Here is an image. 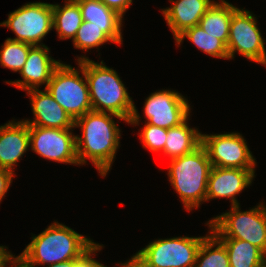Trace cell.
Listing matches in <instances>:
<instances>
[{"label":"cell","instance_id":"cell-1","mask_svg":"<svg viewBox=\"0 0 266 267\" xmlns=\"http://www.w3.org/2000/svg\"><path fill=\"white\" fill-rule=\"evenodd\" d=\"M112 116L127 122L124 118L108 112L89 111L75 120L74 127H80L81 137L76 135V152L79 165L89 159L102 177L111 169L120 144V129Z\"/></svg>","mask_w":266,"mask_h":267},{"label":"cell","instance_id":"cell-2","mask_svg":"<svg viewBox=\"0 0 266 267\" xmlns=\"http://www.w3.org/2000/svg\"><path fill=\"white\" fill-rule=\"evenodd\" d=\"M83 59L92 110L113 113L129 124L139 125L138 110L117 72L103 61L95 63L85 56L78 57L77 61Z\"/></svg>","mask_w":266,"mask_h":267},{"label":"cell","instance_id":"cell-3","mask_svg":"<svg viewBox=\"0 0 266 267\" xmlns=\"http://www.w3.org/2000/svg\"><path fill=\"white\" fill-rule=\"evenodd\" d=\"M95 242L68 226L54 222L25 247L21 255L33 266L79 258Z\"/></svg>","mask_w":266,"mask_h":267},{"label":"cell","instance_id":"cell-4","mask_svg":"<svg viewBox=\"0 0 266 267\" xmlns=\"http://www.w3.org/2000/svg\"><path fill=\"white\" fill-rule=\"evenodd\" d=\"M212 168L205 148L171 159L168 177L184 208L191 211L206 202L208 176Z\"/></svg>","mask_w":266,"mask_h":267},{"label":"cell","instance_id":"cell-5","mask_svg":"<svg viewBox=\"0 0 266 267\" xmlns=\"http://www.w3.org/2000/svg\"><path fill=\"white\" fill-rule=\"evenodd\" d=\"M207 225L217 238L245 240L266 254V206L257 205L248 211H240L239 205L209 220Z\"/></svg>","mask_w":266,"mask_h":267},{"label":"cell","instance_id":"cell-6","mask_svg":"<svg viewBox=\"0 0 266 267\" xmlns=\"http://www.w3.org/2000/svg\"><path fill=\"white\" fill-rule=\"evenodd\" d=\"M78 67H80V72L84 77H81L79 71L71 65L61 63L54 70L46 87L53 99L74 121L92 111L88 83L84 72V59L78 62Z\"/></svg>","mask_w":266,"mask_h":267},{"label":"cell","instance_id":"cell-7","mask_svg":"<svg viewBox=\"0 0 266 267\" xmlns=\"http://www.w3.org/2000/svg\"><path fill=\"white\" fill-rule=\"evenodd\" d=\"M204 238L158 239L133 256L145 267H195L196 255Z\"/></svg>","mask_w":266,"mask_h":267},{"label":"cell","instance_id":"cell-8","mask_svg":"<svg viewBox=\"0 0 266 267\" xmlns=\"http://www.w3.org/2000/svg\"><path fill=\"white\" fill-rule=\"evenodd\" d=\"M0 26L8 27L17 36L8 38L32 46H41L40 42L53 29L52 4L44 2L27 3L8 14V19Z\"/></svg>","mask_w":266,"mask_h":267},{"label":"cell","instance_id":"cell-9","mask_svg":"<svg viewBox=\"0 0 266 267\" xmlns=\"http://www.w3.org/2000/svg\"><path fill=\"white\" fill-rule=\"evenodd\" d=\"M239 133L201 134V145L205 148L213 167L255 170L256 161Z\"/></svg>","mask_w":266,"mask_h":267},{"label":"cell","instance_id":"cell-10","mask_svg":"<svg viewBox=\"0 0 266 267\" xmlns=\"http://www.w3.org/2000/svg\"><path fill=\"white\" fill-rule=\"evenodd\" d=\"M256 21L255 15L248 10L238 8L232 14L227 42L229 59H233L237 51L255 63L266 65L264 40Z\"/></svg>","mask_w":266,"mask_h":267},{"label":"cell","instance_id":"cell-11","mask_svg":"<svg viewBox=\"0 0 266 267\" xmlns=\"http://www.w3.org/2000/svg\"><path fill=\"white\" fill-rule=\"evenodd\" d=\"M30 148L43 158L59 163L79 165L76 135L70 130L28 126Z\"/></svg>","mask_w":266,"mask_h":267},{"label":"cell","instance_id":"cell-12","mask_svg":"<svg viewBox=\"0 0 266 267\" xmlns=\"http://www.w3.org/2000/svg\"><path fill=\"white\" fill-rule=\"evenodd\" d=\"M144 103L147 123L157 127L172 128L190 115L188 101L176 91L162 89L152 93Z\"/></svg>","mask_w":266,"mask_h":267},{"label":"cell","instance_id":"cell-13","mask_svg":"<svg viewBox=\"0 0 266 267\" xmlns=\"http://www.w3.org/2000/svg\"><path fill=\"white\" fill-rule=\"evenodd\" d=\"M255 170L213 167L208 176L206 201L215 198H230L231 206L239 205L235 196L249 187Z\"/></svg>","mask_w":266,"mask_h":267},{"label":"cell","instance_id":"cell-14","mask_svg":"<svg viewBox=\"0 0 266 267\" xmlns=\"http://www.w3.org/2000/svg\"><path fill=\"white\" fill-rule=\"evenodd\" d=\"M41 46H32L29 50L27 60L19 72L23 80L6 81L7 84L14 85L21 90L38 89L41 84L51 80L54 70L61 62L49 56V48L41 43Z\"/></svg>","mask_w":266,"mask_h":267},{"label":"cell","instance_id":"cell-15","mask_svg":"<svg viewBox=\"0 0 266 267\" xmlns=\"http://www.w3.org/2000/svg\"><path fill=\"white\" fill-rule=\"evenodd\" d=\"M30 96L34 120H23L28 126L73 129V118L53 99L49 91L27 90Z\"/></svg>","mask_w":266,"mask_h":267},{"label":"cell","instance_id":"cell-16","mask_svg":"<svg viewBox=\"0 0 266 267\" xmlns=\"http://www.w3.org/2000/svg\"><path fill=\"white\" fill-rule=\"evenodd\" d=\"M29 147V128L23 120L0 126V168L14 172V166Z\"/></svg>","mask_w":266,"mask_h":267},{"label":"cell","instance_id":"cell-17","mask_svg":"<svg viewBox=\"0 0 266 267\" xmlns=\"http://www.w3.org/2000/svg\"><path fill=\"white\" fill-rule=\"evenodd\" d=\"M162 14L171 29L174 39L186 29L199 25L200 19L215 2L213 0H174Z\"/></svg>","mask_w":266,"mask_h":267},{"label":"cell","instance_id":"cell-18","mask_svg":"<svg viewBox=\"0 0 266 267\" xmlns=\"http://www.w3.org/2000/svg\"><path fill=\"white\" fill-rule=\"evenodd\" d=\"M188 117L179 125L168 129L164 155L170 160L193 152L201 145V134L198 129L190 128Z\"/></svg>","mask_w":266,"mask_h":267},{"label":"cell","instance_id":"cell-19","mask_svg":"<svg viewBox=\"0 0 266 267\" xmlns=\"http://www.w3.org/2000/svg\"><path fill=\"white\" fill-rule=\"evenodd\" d=\"M121 27H96L92 22L84 21L73 39L74 47L87 51L106 42L122 44Z\"/></svg>","mask_w":266,"mask_h":267},{"label":"cell","instance_id":"cell-20","mask_svg":"<svg viewBox=\"0 0 266 267\" xmlns=\"http://www.w3.org/2000/svg\"><path fill=\"white\" fill-rule=\"evenodd\" d=\"M238 8L234 5L221 0L214 2L200 19L199 25L211 36H217L226 45L229 39V28L232 14Z\"/></svg>","mask_w":266,"mask_h":267},{"label":"cell","instance_id":"cell-21","mask_svg":"<svg viewBox=\"0 0 266 267\" xmlns=\"http://www.w3.org/2000/svg\"><path fill=\"white\" fill-rule=\"evenodd\" d=\"M226 247L230 267H258L266 261V254L250 242L232 238H218Z\"/></svg>","mask_w":266,"mask_h":267},{"label":"cell","instance_id":"cell-22","mask_svg":"<svg viewBox=\"0 0 266 267\" xmlns=\"http://www.w3.org/2000/svg\"><path fill=\"white\" fill-rule=\"evenodd\" d=\"M65 3L62 8L58 4H52L53 28L58 32L59 39L73 40L83 18L79 4L75 0H66Z\"/></svg>","mask_w":266,"mask_h":267},{"label":"cell","instance_id":"cell-23","mask_svg":"<svg viewBox=\"0 0 266 267\" xmlns=\"http://www.w3.org/2000/svg\"><path fill=\"white\" fill-rule=\"evenodd\" d=\"M80 7L84 21L92 22L96 27H121L123 17L108 8L100 0H75Z\"/></svg>","mask_w":266,"mask_h":267},{"label":"cell","instance_id":"cell-24","mask_svg":"<svg viewBox=\"0 0 266 267\" xmlns=\"http://www.w3.org/2000/svg\"><path fill=\"white\" fill-rule=\"evenodd\" d=\"M186 37L204 53L216 58L229 59L227 45L217 36L208 34L200 25L186 29L175 40L176 44L180 45Z\"/></svg>","mask_w":266,"mask_h":267},{"label":"cell","instance_id":"cell-25","mask_svg":"<svg viewBox=\"0 0 266 267\" xmlns=\"http://www.w3.org/2000/svg\"><path fill=\"white\" fill-rule=\"evenodd\" d=\"M209 234L200 244L195 267H230L225 245L211 231Z\"/></svg>","mask_w":266,"mask_h":267},{"label":"cell","instance_id":"cell-26","mask_svg":"<svg viewBox=\"0 0 266 267\" xmlns=\"http://www.w3.org/2000/svg\"><path fill=\"white\" fill-rule=\"evenodd\" d=\"M32 45L6 39L0 50V64L4 68L14 72H20L23 68Z\"/></svg>","mask_w":266,"mask_h":267},{"label":"cell","instance_id":"cell-27","mask_svg":"<svg viewBox=\"0 0 266 267\" xmlns=\"http://www.w3.org/2000/svg\"><path fill=\"white\" fill-rule=\"evenodd\" d=\"M168 129L157 127L147 122L142 128L139 136L143 143V148H148L150 151H164Z\"/></svg>","mask_w":266,"mask_h":267},{"label":"cell","instance_id":"cell-28","mask_svg":"<svg viewBox=\"0 0 266 267\" xmlns=\"http://www.w3.org/2000/svg\"><path fill=\"white\" fill-rule=\"evenodd\" d=\"M103 246L94 243L87 251H85L79 258L74 259V267H101L103 264L91 258L93 253L101 250Z\"/></svg>","mask_w":266,"mask_h":267},{"label":"cell","instance_id":"cell-29","mask_svg":"<svg viewBox=\"0 0 266 267\" xmlns=\"http://www.w3.org/2000/svg\"><path fill=\"white\" fill-rule=\"evenodd\" d=\"M14 173L8 169L0 168V202L12 183Z\"/></svg>","mask_w":266,"mask_h":267},{"label":"cell","instance_id":"cell-30","mask_svg":"<svg viewBox=\"0 0 266 267\" xmlns=\"http://www.w3.org/2000/svg\"><path fill=\"white\" fill-rule=\"evenodd\" d=\"M100 1L104 3L108 8L116 11L122 17L124 16L126 10L132 4V0H100Z\"/></svg>","mask_w":266,"mask_h":267},{"label":"cell","instance_id":"cell-31","mask_svg":"<svg viewBox=\"0 0 266 267\" xmlns=\"http://www.w3.org/2000/svg\"><path fill=\"white\" fill-rule=\"evenodd\" d=\"M9 263L12 265L10 267H35L31 263H29L21 254L19 256H13Z\"/></svg>","mask_w":266,"mask_h":267},{"label":"cell","instance_id":"cell-32","mask_svg":"<svg viewBox=\"0 0 266 267\" xmlns=\"http://www.w3.org/2000/svg\"><path fill=\"white\" fill-rule=\"evenodd\" d=\"M13 256L6 250V246H0V267H6V264L9 263Z\"/></svg>","mask_w":266,"mask_h":267},{"label":"cell","instance_id":"cell-33","mask_svg":"<svg viewBox=\"0 0 266 267\" xmlns=\"http://www.w3.org/2000/svg\"><path fill=\"white\" fill-rule=\"evenodd\" d=\"M125 267H145L142 263H140L134 256L129 259L128 262L125 263Z\"/></svg>","mask_w":266,"mask_h":267},{"label":"cell","instance_id":"cell-34","mask_svg":"<svg viewBox=\"0 0 266 267\" xmlns=\"http://www.w3.org/2000/svg\"><path fill=\"white\" fill-rule=\"evenodd\" d=\"M47 267H74V259L65 261V262H59L56 264L49 265Z\"/></svg>","mask_w":266,"mask_h":267},{"label":"cell","instance_id":"cell-35","mask_svg":"<svg viewBox=\"0 0 266 267\" xmlns=\"http://www.w3.org/2000/svg\"><path fill=\"white\" fill-rule=\"evenodd\" d=\"M258 267H266V261L264 263H262L260 266Z\"/></svg>","mask_w":266,"mask_h":267},{"label":"cell","instance_id":"cell-36","mask_svg":"<svg viewBox=\"0 0 266 267\" xmlns=\"http://www.w3.org/2000/svg\"><path fill=\"white\" fill-rule=\"evenodd\" d=\"M101 267H106V266H104V265H102ZM121 267H125V263H121Z\"/></svg>","mask_w":266,"mask_h":267}]
</instances>
